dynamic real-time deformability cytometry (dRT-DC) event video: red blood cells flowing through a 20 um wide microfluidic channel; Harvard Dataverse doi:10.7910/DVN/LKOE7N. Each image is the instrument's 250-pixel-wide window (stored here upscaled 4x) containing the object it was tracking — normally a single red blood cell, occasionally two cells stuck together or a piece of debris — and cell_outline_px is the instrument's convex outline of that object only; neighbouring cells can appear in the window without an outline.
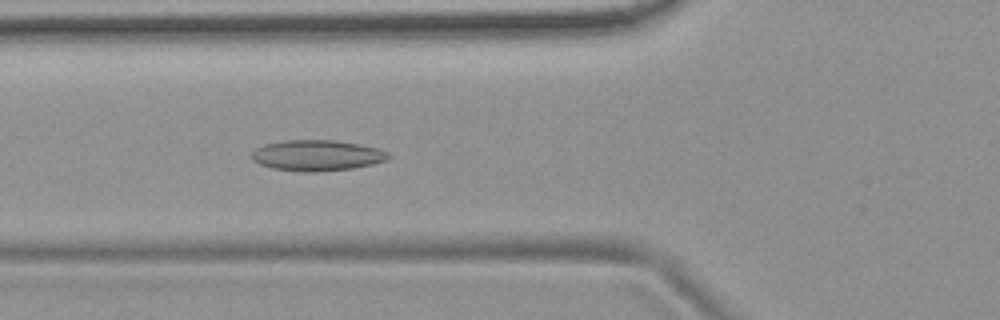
{"species": "common noctule bat (a hibernating species)", "species_latin": "Nyctalus noctula", "temperature_condition": "room temperature", "stored_images_in_passage": 5, "camera_frame_rate_fps": 3000, "um_per_image_px": 0.085, "animal": {"sex": "female", "body_mass_g": 19.9}, "frame": {"image": 1, "passage_image": 5, "time_ms": 5.333, "image_size_px": [1000, 320], "cell_outline_px": [[392, 156], [388, 160], [372, 164], [352, 168], [312, 172], [308, 172], [272, 168], [260, 164], [252, 160], [252, 152], [256, 148], [264, 144], [284, 140], [332, 140], [360, 144], [380, 148], [388, 152]], "centroid_in_image_um": [26.97, 13.2], "position_along_channel_um": 98.8, "area_um2": 24.57}}